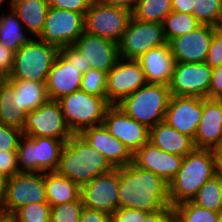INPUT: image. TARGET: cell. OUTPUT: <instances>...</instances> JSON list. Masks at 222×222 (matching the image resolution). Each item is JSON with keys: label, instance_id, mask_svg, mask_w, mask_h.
Masks as SVG:
<instances>
[{"label": "cell", "instance_id": "cell-53", "mask_svg": "<svg viewBox=\"0 0 222 222\" xmlns=\"http://www.w3.org/2000/svg\"><path fill=\"white\" fill-rule=\"evenodd\" d=\"M7 177L0 172V200L3 201L6 192Z\"/></svg>", "mask_w": 222, "mask_h": 222}, {"label": "cell", "instance_id": "cell-39", "mask_svg": "<svg viewBox=\"0 0 222 222\" xmlns=\"http://www.w3.org/2000/svg\"><path fill=\"white\" fill-rule=\"evenodd\" d=\"M22 136L20 129L0 123V151H17Z\"/></svg>", "mask_w": 222, "mask_h": 222}, {"label": "cell", "instance_id": "cell-23", "mask_svg": "<svg viewBox=\"0 0 222 222\" xmlns=\"http://www.w3.org/2000/svg\"><path fill=\"white\" fill-rule=\"evenodd\" d=\"M193 142L195 148L203 149L222 143V107L216 99H203V114Z\"/></svg>", "mask_w": 222, "mask_h": 222}, {"label": "cell", "instance_id": "cell-41", "mask_svg": "<svg viewBox=\"0 0 222 222\" xmlns=\"http://www.w3.org/2000/svg\"><path fill=\"white\" fill-rule=\"evenodd\" d=\"M50 7L85 15L94 0H46Z\"/></svg>", "mask_w": 222, "mask_h": 222}, {"label": "cell", "instance_id": "cell-51", "mask_svg": "<svg viewBox=\"0 0 222 222\" xmlns=\"http://www.w3.org/2000/svg\"><path fill=\"white\" fill-rule=\"evenodd\" d=\"M211 150L214 155L216 172H222V143Z\"/></svg>", "mask_w": 222, "mask_h": 222}, {"label": "cell", "instance_id": "cell-40", "mask_svg": "<svg viewBox=\"0 0 222 222\" xmlns=\"http://www.w3.org/2000/svg\"><path fill=\"white\" fill-rule=\"evenodd\" d=\"M205 63L211 68L222 66V27H217L214 31Z\"/></svg>", "mask_w": 222, "mask_h": 222}, {"label": "cell", "instance_id": "cell-12", "mask_svg": "<svg viewBox=\"0 0 222 222\" xmlns=\"http://www.w3.org/2000/svg\"><path fill=\"white\" fill-rule=\"evenodd\" d=\"M22 134L67 141L73 133L65 123L59 102L48 100L36 110L28 112Z\"/></svg>", "mask_w": 222, "mask_h": 222}, {"label": "cell", "instance_id": "cell-35", "mask_svg": "<svg viewBox=\"0 0 222 222\" xmlns=\"http://www.w3.org/2000/svg\"><path fill=\"white\" fill-rule=\"evenodd\" d=\"M192 15L201 24L222 27V0H194Z\"/></svg>", "mask_w": 222, "mask_h": 222}, {"label": "cell", "instance_id": "cell-16", "mask_svg": "<svg viewBox=\"0 0 222 222\" xmlns=\"http://www.w3.org/2000/svg\"><path fill=\"white\" fill-rule=\"evenodd\" d=\"M119 58L113 69L107 75V101L117 105L143 85L146 79L141 65L137 60Z\"/></svg>", "mask_w": 222, "mask_h": 222}, {"label": "cell", "instance_id": "cell-29", "mask_svg": "<svg viewBox=\"0 0 222 222\" xmlns=\"http://www.w3.org/2000/svg\"><path fill=\"white\" fill-rule=\"evenodd\" d=\"M10 11L11 13L0 15V43L16 53L32 39L22 33L23 24L12 8Z\"/></svg>", "mask_w": 222, "mask_h": 222}, {"label": "cell", "instance_id": "cell-31", "mask_svg": "<svg viewBox=\"0 0 222 222\" xmlns=\"http://www.w3.org/2000/svg\"><path fill=\"white\" fill-rule=\"evenodd\" d=\"M172 11V0H137L132 16L138 21L162 23Z\"/></svg>", "mask_w": 222, "mask_h": 222}, {"label": "cell", "instance_id": "cell-22", "mask_svg": "<svg viewBox=\"0 0 222 222\" xmlns=\"http://www.w3.org/2000/svg\"><path fill=\"white\" fill-rule=\"evenodd\" d=\"M83 74L59 53L49 71L46 89L49 100H59L61 97L80 90Z\"/></svg>", "mask_w": 222, "mask_h": 222}, {"label": "cell", "instance_id": "cell-34", "mask_svg": "<svg viewBox=\"0 0 222 222\" xmlns=\"http://www.w3.org/2000/svg\"><path fill=\"white\" fill-rule=\"evenodd\" d=\"M191 201L200 207L222 213V188L218 177L215 175L205 182Z\"/></svg>", "mask_w": 222, "mask_h": 222}, {"label": "cell", "instance_id": "cell-32", "mask_svg": "<svg viewBox=\"0 0 222 222\" xmlns=\"http://www.w3.org/2000/svg\"><path fill=\"white\" fill-rule=\"evenodd\" d=\"M162 25L164 36L168 43L175 37L195 30L201 23L192 14L172 11L165 17Z\"/></svg>", "mask_w": 222, "mask_h": 222}, {"label": "cell", "instance_id": "cell-54", "mask_svg": "<svg viewBox=\"0 0 222 222\" xmlns=\"http://www.w3.org/2000/svg\"><path fill=\"white\" fill-rule=\"evenodd\" d=\"M216 176L218 177L221 188H222V172H216Z\"/></svg>", "mask_w": 222, "mask_h": 222}, {"label": "cell", "instance_id": "cell-8", "mask_svg": "<svg viewBox=\"0 0 222 222\" xmlns=\"http://www.w3.org/2000/svg\"><path fill=\"white\" fill-rule=\"evenodd\" d=\"M132 12L94 0L84 15V31L119 44Z\"/></svg>", "mask_w": 222, "mask_h": 222}, {"label": "cell", "instance_id": "cell-57", "mask_svg": "<svg viewBox=\"0 0 222 222\" xmlns=\"http://www.w3.org/2000/svg\"><path fill=\"white\" fill-rule=\"evenodd\" d=\"M3 212L2 201L0 200V214Z\"/></svg>", "mask_w": 222, "mask_h": 222}, {"label": "cell", "instance_id": "cell-11", "mask_svg": "<svg viewBox=\"0 0 222 222\" xmlns=\"http://www.w3.org/2000/svg\"><path fill=\"white\" fill-rule=\"evenodd\" d=\"M37 202H47L45 172L18 173L7 178L2 201L4 212L15 213L21 207Z\"/></svg>", "mask_w": 222, "mask_h": 222}, {"label": "cell", "instance_id": "cell-3", "mask_svg": "<svg viewBox=\"0 0 222 222\" xmlns=\"http://www.w3.org/2000/svg\"><path fill=\"white\" fill-rule=\"evenodd\" d=\"M216 175L211 149L195 148L187 154L174 178L168 183L171 207L191 200L200 187Z\"/></svg>", "mask_w": 222, "mask_h": 222}, {"label": "cell", "instance_id": "cell-50", "mask_svg": "<svg viewBox=\"0 0 222 222\" xmlns=\"http://www.w3.org/2000/svg\"><path fill=\"white\" fill-rule=\"evenodd\" d=\"M194 0H172L173 11L192 14Z\"/></svg>", "mask_w": 222, "mask_h": 222}, {"label": "cell", "instance_id": "cell-48", "mask_svg": "<svg viewBox=\"0 0 222 222\" xmlns=\"http://www.w3.org/2000/svg\"><path fill=\"white\" fill-rule=\"evenodd\" d=\"M143 222H174L173 208H164L150 212L146 215Z\"/></svg>", "mask_w": 222, "mask_h": 222}, {"label": "cell", "instance_id": "cell-9", "mask_svg": "<svg viewBox=\"0 0 222 222\" xmlns=\"http://www.w3.org/2000/svg\"><path fill=\"white\" fill-rule=\"evenodd\" d=\"M83 32V14L50 7L39 38L60 50L67 45H74Z\"/></svg>", "mask_w": 222, "mask_h": 222}, {"label": "cell", "instance_id": "cell-2", "mask_svg": "<svg viewBox=\"0 0 222 222\" xmlns=\"http://www.w3.org/2000/svg\"><path fill=\"white\" fill-rule=\"evenodd\" d=\"M113 169L115 167L110 161L81 134H72L63 145L56 172L81 187Z\"/></svg>", "mask_w": 222, "mask_h": 222}, {"label": "cell", "instance_id": "cell-26", "mask_svg": "<svg viewBox=\"0 0 222 222\" xmlns=\"http://www.w3.org/2000/svg\"><path fill=\"white\" fill-rule=\"evenodd\" d=\"M14 87L15 110L25 117L49 100L46 83L28 80H9Z\"/></svg>", "mask_w": 222, "mask_h": 222}, {"label": "cell", "instance_id": "cell-42", "mask_svg": "<svg viewBox=\"0 0 222 222\" xmlns=\"http://www.w3.org/2000/svg\"><path fill=\"white\" fill-rule=\"evenodd\" d=\"M0 172L7 178L20 173L17 151H0Z\"/></svg>", "mask_w": 222, "mask_h": 222}, {"label": "cell", "instance_id": "cell-36", "mask_svg": "<svg viewBox=\"0 0 222 222\" xmlns=\"http://www.w3.org/2000/svg\"><path fill=\"white\" fill-rule=\"evenodd\" d=\"M107 75L104 71L89 69L83 74L80 90L107 100Z\"/></svg>", "mask_w": 222, "mask_h": 222}, {"label": "cell", "instance_id": "cell-15", "mask_svg": "<svg viewBox=\"0 0 222 222\" xmlns=\"http://www.w3.org/2000/svg\"><path fill=\"white\" fill-rule=\"evenodd\" d=\"M118 168L102 173L81 186L80 197L85 207L112 215L118 209Z\"/></svg>", "mask_w": 222, "mask_h": 222}, {"label": "cell", "instance_id": "cell-27", "mask_svg": "<svg viewBox=\"0 0 222 222\" xmlns=\"http://www.w3.org/2000/svg\"><path fill=\"white\" fill-rule=\"evenodd\" d=\"M10 7L26 26L30 35L38 38L44 28L45 19L50 8L46 0H10Z\"/></svg>", "mask_w": 222, "mask_h": 222}, {"label": "cell", "instance_id": "cell-7", "mask_svg": "<svg viewBox=\"0 0 222 222\" xmlns=\"http://www.w3.org/2000/svg\"><path fill=\"white\" fill-rule=\"evenodd\" d=\"M65 142L50 137H27L23 135L19 139L17 149L20 173L56 171Z\"/></svg>", "mask_w": 222, "mask_h": 222}, {"label": "cell", "instance_id": "cell-18", "mask_svg": "<svg viewBox=\"0 0 222 222\" xmlns=\"http://www.w3.org/2000/svg\"><path fill=\"white\" fill-rule=\"evenodd\" d=\"M203 114V98L171 96L164 122L194 140Z\"/></svg>", "mask_w": 222, "mask_h": 222}, {"label": "cell", "instance_id": "cell-45", "mask_svg": "<svg viewBox=\"0 0 222 222\" xmlns=\"http://www.w3.org/2000/svg\"><path fill=\"white\" fill-rule=\"evenodd\" d=\"M13 51L0 43V78H8L13 69L14 64Z\"/></svg>", "mask_w": 222, "mask_h": 222}, {"label": "cell", "instance_id": "cell-19", "mask_svg": "<svg viewBox=\"0 0 222 222\" xmlns=\"http://www.w3.org/2000/svg\"><path fill=\"white\" fill-rule=\"evenodd\" d=\"M74 46L84 55L86 72L89 69L110 72L119 57L118 44L99 36L83 32Z\"/></svg>", "mask_w": 222, "mask_h": 222}, {"label": "cell", "instance_id": "cell-33", "mask_svg": "<svg viewBox=\"0 0 222 222\" xmlns=\"http://www.w3.org/2000/svg\"><path fill=\"white\" fill-rule=\"evenodd\" d=\"M174 222H217L220 212L194 204L191 200L172 206Z\"/></svg>", "mask_w": 222, "mask_h": 222}, {"label": "cell", "instance_id": "cell-49", "mask_svg": "<svg viewBox=\"0 0 222 222\" xmlns=\"http://www.w3.org/2000/svg\"><path fill=\"white\" fill-rule=\"evenodd\" d=\"M102 4L108 5V6H113V7H120L123 9H127L131 12L136 7L137 0H98Z\"/></svg>", "mask_w": 222, "mask_h": 222}, {"label": "cell", "instance_id": "cell-21", "mask_svg": "<svg viewBox=\"0 0 222 222\" xmlns=\"http://www.w3.org/2000/svg\"><path fill=\"white\" fill-rule=\"evenodd\" d=\"M80 134L99 153L103 154L115 168L132 163V154L120 140L108 132L103 124L86 128Z\"/></svg>", "mask_w": 222, "mask_h": 222}, {"label": "cell", "instance_id": "cell-55", "mask_svg": "<svg viewBox=\"0 0 222 222\" xmlns=\"http://www.w3.org/2000/svg\"><path fill=\"white\" fill-rule=\"evenodd\" d=\"M216 100L220 103V105L222 107V95H220L218 98H216Z\"/></svg>", "mask_w": 222, "mask_h": 222}, {"label": "cell", "instance_id": "cell-47", "mask_svg": "<svg viewBox=\"0 0 222 222\" xmlns=\"http://www.w3.org/2000/svg\"><path fill=\"white\" fill-rule=\"evenodd\" d=\"M79 222H111V215L84 206Z\"/></svg>", "mask_w": 222, "mask_h": 222}, {"label": "cell", "instance_id": "cell-56", "mask_svg": "<svg viewBox=\"0 0 222 222\" xmlns=\"http://www.w3.org/2000/svg\"><path fill=\"white\" fill-rule=\"evenodd\" d=\"M217 222H222V213H220V215H219V218H218Z\"/></svg>", "mask_w": 222, "mask_h": 222}, {"label": "cell", "instance_id": "cell-20", "mask_svg": "<svg viewBox=\"0 0 222 222\" xmlns=\"http://www.w3.org/2000/svg\"><path fill=\"white\" fill-rule=\"evenodd\" d=\"M183 158V156L165 152L148 142L132 155V163L138 168L162 177L169 183L178 173Z\"/></svg>", "mask_w": 222, "mask_h": 222}, {"label": "cell", "instance_id": "cell-24", "mask_svg": "<svg viewBox=\"0 0 222 222\" xmlns=\"http://www.w3.org/2000/svg\"><path fill=\"white\" fill-rule=\"evenodd\" d=\"M137 61L142 67L147 83L168 86L175 65V59L168 43L150 49Z\"/></svg>", "mask_w": 222, "mask_h": 222}, {"label": "cell", "instance_id": "cell-37", "mask_svg": "<svg viewBox=\"0 0 222 222\" xmlns=\"http://www.w3.org/2000/svg\"><path fill=\"white\" fill-rule=\"evenodd\" d=\"M83 209L81 197L75 201L51 206L50 222H79Z\"/></svg>", "mask_w": 222, "mask_h": 222}, {"label": "cell", "instance_id": "cell-10", "mask_svg": "<svg viewBox=\"0 0 222 222\" xmlns=\"http://www.w3.org/2000/svg\"><path fill=\"white\" fill-rule=\"evenodd\" d=\"M166 43L162 23L138 21L132 17L118 44L119 57L137 60L150 49Z\"/></svg>", "mask_w": 222, "mask_h": 222}, {"label": "cell", "instance_id": "cell-6", "mask_svg": "<svg viewBox=\"0 0 222 222\" xmlns=\"http://www.w3.org/2000/svg\"><path fill=\"white\" fill-rule=\"evenodd\" d=\"M61 106L67 127L73 134L84 129L101 125L109 102L96 95L78 90L57 100Z\"/></svg>", "mask_w": 222, "mask_h": 222}, {"label": "cell", "instance_id": "cell-44", "mask_svg": "<svg viewBox=\"0 0 222 222\" xmlns=\"http://www.w3.org/2000/svg\"><path fill=\"white\" fill-rule=\"evenodd\" d=\"M148 213L137 209L118 208L111 215V222H143Z\"/></svg>", "mask_w": 222, "mask_h": 222}, {"label": "cell", "instance_id": "cell-1", "mask_svg": "<svg viewBox=\"0 0 222 222\" xmlns=\"http://www.w3.org/2000/svg\"><path fill=\"white\" fill-rule=\"evenodd\" d=\"M118 208L154 212L172 208L169 185L162 177L136 167L133 163L118 167Z\"/></svg>", "mask_w": 222, "mask_h": 222}, {"label": "cell", "instance_id": "cell-25", "mask_svg": "<svg viewBox=\"0 0 222 222\" xmlns=\"http://www.w3.org/2000/svg\"><path fill=\"white\" fill-rule=\"evenodd\" d=\"M149 142L165 152L183 157L195 149L191 137L180 133L164 121L150 128Z\"/></svg>", "mask_w": 222, "mask_h": 222}, {"label": "cell", "instance_id": "cell-4", "mask_svg": "<svg viewBox=\"0 0 222 222\" xmlns=\"http://www.w3.org/2000/svg\"><path fill=\"white\" fill-rule=\"evenodd\" d=\"M171 93L164 84L146 83L125 97L117 106L149 129L164 121Z\"/></svg>", "mask_w": 222, "mask_h": 222}, {"label": "cell", "instance_id": "cell-38", "mask_svg": "<svg viewBox=\"0 0 222 222\" xmlns=\"http://www.w3.org/2000/svg\"><path fill=\"white\" fill-rule=\"evenodd\" d=\"M19 222H50L51 206L48 202L25 205L14 213Z\"/></svg>", "mask_w": 222, "mask_h": 222}, {"label": "cell", "instance_id": "cell-30", "mask_svg": "<svg viewBox=\"0 0 222 222\" xmlns=\"http://www.w3.org/2000/svg\"><path fill=\"white\" fill-rule=\"evenodd\" d=\"M14 87L7 79L0 80V123L21 131L25 125V116L15 110Z\"/></svg>", "mask_w": 222, "mask_h": 222}, {"label": "cell", "instance_id": "cell-46", "mask_svg": "<svg viewBox=\"0 0 222 222\" xmlns=\"http://www.w3.org/2000/svg\"><path fill=\"white\" fill-rule=\"evenodd\" d=\"M222 95V66L214 67L209 88V98L216 99Z\"/></svg>", "mask_w": 222, "mask_h": 222}, {"label": "cell", "instance_id": "cell-43", "mask_svg": "<svg viewBox=\"0 0 222 222\" xmlns=\"http://www.w3.org/2000/svg\"><path fill=\"white\" fill-rule=\"evenodd\" d=\"M59 53L70 63L74 65L82 74L86 73V60L84 55L74 46L67 45L65 48H61Z\"/></svg>", "mask_w": 222, "mask_h": 222}, {"label": "cell", "instance_id": "cell-52", "mask_svg": "<svg viewBox=\"0 0 222 222\" xmlns=\"http://www.w3.org/2000/svg\"><path fill=\"white\" fill-rule=\"evenodd\" d=\"M0 222H19L14 213L2 212L0 214Z\"/></svg>", "mask_w": 222, "mask_h": 222}, {"label": "cell", "instance_id": "cell-13", "mask_svg": "<svg viewBox=\"0 0 222 222\" xmlns=\"http://www.w3.org/2000/svg\"><path fill=\"white\" fill-rule=\"evenodd\" d=\"M212 70L205 62H175L168 84L171 96H196L209 98Z\"/></svg>", "mask_w": 222, "mask_h": 222}, {"label": "cell", "instance_id": "cell-17", "mask_svg": "<svg viewBox=\"0 0 222 222\" xmlns=\"http://www.w3.org/2000/svg\"><path fill=\"white\" fill-rule=\"evenodd\" d=\"M216 28L212 25L201 24L188 34L171 39L168 45L175 62H205Z\"/></svg>", "mask_w": 222, "mask_h": 222}, {"label": "cell", "instance_id": "cell-14", "mask_svg": "<svg viewBox=\"0 0 222 222\" xmlns=\"http://www.w3.org/2000/svg\"><path fill=\"white\" fill-rule=\"evenodd\" d=\"M102 124L132 155L149 142L150 129L129 117L117 105H110L107 108Z\"/></svg>", "mask_w": 222, "mask_h": 222}, {"label": "cell", "instance_id": "cell-28", "mask_svg": "<svg viewBox=\"0 0 222 222\" xmlns=\"http://www.w3.org/2000/svg\"><path fill=\"white\" fill-rule=\"evenodd\" d=\"M47 202L50 206L75 201L80 198L81 187L56 171L45 172Z\"/></svg>", "mask_w": 222, "mask_h": 222}, {"label": "cell", "instance_id": "cell-5", "mask_svg": "<svg viewBox=\"0 0 222 222\" xmlns=\"http://www.w3.org/2000/svg\"><path fill=\"white\" fill-rule=\"evenodd\" d=\"M58 54L55 46L32 39L15 53L13 69L7 79L46 83Z\"/></svg>", "mask_w": 222, "mask_h": 222}]
</instances>
